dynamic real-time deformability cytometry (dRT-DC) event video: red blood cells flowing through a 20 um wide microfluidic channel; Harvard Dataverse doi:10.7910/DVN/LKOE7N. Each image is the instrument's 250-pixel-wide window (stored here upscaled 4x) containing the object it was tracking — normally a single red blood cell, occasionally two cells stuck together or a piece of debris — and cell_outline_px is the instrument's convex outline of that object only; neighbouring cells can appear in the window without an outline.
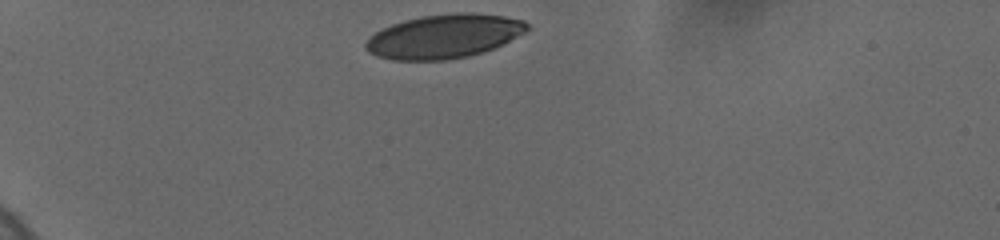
{"species": "human", "species_latin": "Homo sapiens", "temperature_condition": "cold", "stored_images_in_passage": 34, "camera_frame_rate_fps": 3000, "um_per_image_px": 0.085, "donor": {"sex": "female"}, "frame": {"image": 1, "passage_image": 1, "time_ms": 0.0, "image_size_px": [1000, 240], "cell_outline_px": [[528, 28], [524, 32], [484, 52], [468, 56], [444, 60], [392, 60], [376, 56], [368, 52], [364, 48], [364, 44], [368, 36], [392, 24], [404, 20], [424, 16], [456, 12], [472, 12], [504, 16], [524, 20], [528, 24]], "centroid_in_image_um": [37.69, 3.08], "position_along_channel_um": 47.3, "area_um2": 41.15}}
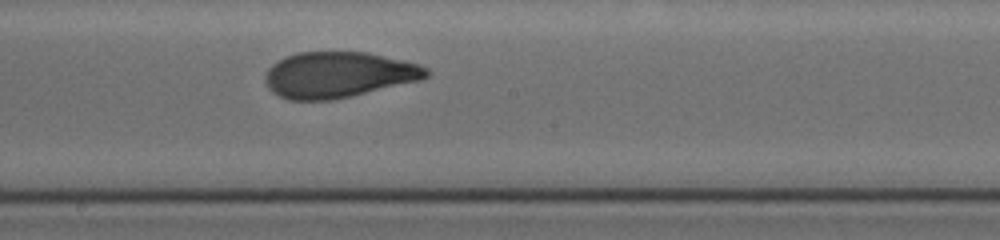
{"frame": {"image": 2, "passage_image": 19, "time_ms": 6.0, "image_size_px": [1000, 240], "cell_outline_px": [[428, 76], [420, 80], [352, 96], [332, 100], [288, 100], [272, 92], [268, 88], [264, 80], [264, 76], [268, 68], [272, 64], [284, 56], [300, 52], [368, 52], [420, 64], [428, 68]], "centroid_in_image_um": [28.74, 6.35], "position_along_channel_um": 219.5, "area_um2": 43.23}}
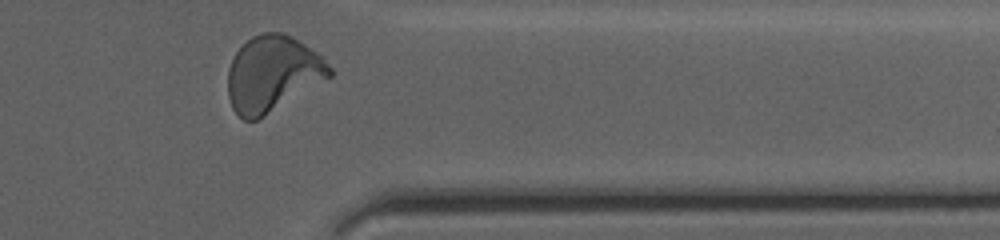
{"frame": {"image": 3, "passage_image": 33, "time_ms": 10.667, "image_size_px": [1000, 240], "cell_outline_px": [[332, 76], [256, 120], [244, 120], [232, 108], [228, 96], [228, 68], [236, 52], [252, 36], [260, 32], [280, 32], [304, 44], [316, 52], [332, 68]], "centroid_in_image_um": [23.14, 6.26], "position_along_channel_um": 388.3, "area_um2": 44.22}, "authors_computed_cell_mechanics": {"area_um2": 42.9165, "velocity_mm_per_s": 3.673, "shape_relaxation_time_tau1_ms": 5.2046, "shape_relaxation_time_tau2_ms": 0.8256, "deformation_change_tau1": 0.1851, "deformation_change_tau2": 0.0644}}